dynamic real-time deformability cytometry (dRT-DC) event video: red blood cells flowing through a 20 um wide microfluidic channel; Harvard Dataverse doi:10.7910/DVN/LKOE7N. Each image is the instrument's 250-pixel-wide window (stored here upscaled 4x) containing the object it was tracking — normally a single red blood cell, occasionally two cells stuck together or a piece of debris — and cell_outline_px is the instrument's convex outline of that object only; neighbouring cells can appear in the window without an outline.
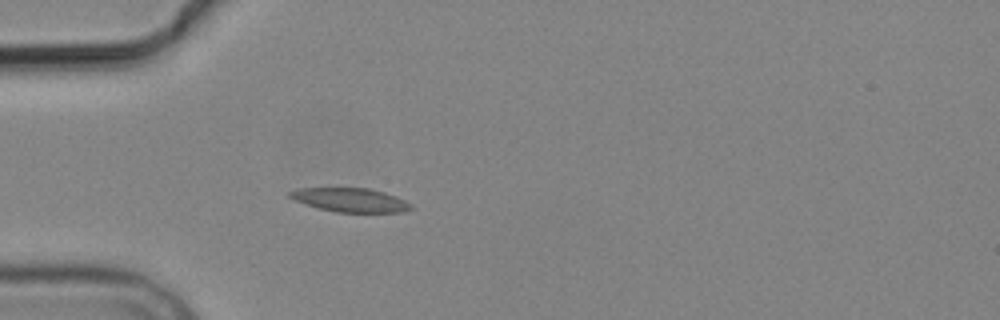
{"species": "common noctule bat (a hibernating species)", "species_latin": "Nyctalus noctula", "temperature_condition": "cold", "stored_images_in_passage": 4, "camera_frame_rate_fps": 3000, "um_per_image_px": 0.085, "animal": {"sex": "male", "body_mass_g": 19.2, "forearm_length_mm": 51.8}, "frame": {"image": 1, "passage_image": 4, "time_ms": 3.667, "image_size_px": [1000, 320], "cell_outline_px": [[412, 208], [400, 212], [336, 212], [320, 208], [296, 200], [288, 196], [288, 192], [300, 188], [368, 188], [384, 192], [396, 196], [412, 204]], "centroid_in_image_um": [29.8, 16.99], "position_along_channel_um": 55.2, "area_um2": 16.59}}